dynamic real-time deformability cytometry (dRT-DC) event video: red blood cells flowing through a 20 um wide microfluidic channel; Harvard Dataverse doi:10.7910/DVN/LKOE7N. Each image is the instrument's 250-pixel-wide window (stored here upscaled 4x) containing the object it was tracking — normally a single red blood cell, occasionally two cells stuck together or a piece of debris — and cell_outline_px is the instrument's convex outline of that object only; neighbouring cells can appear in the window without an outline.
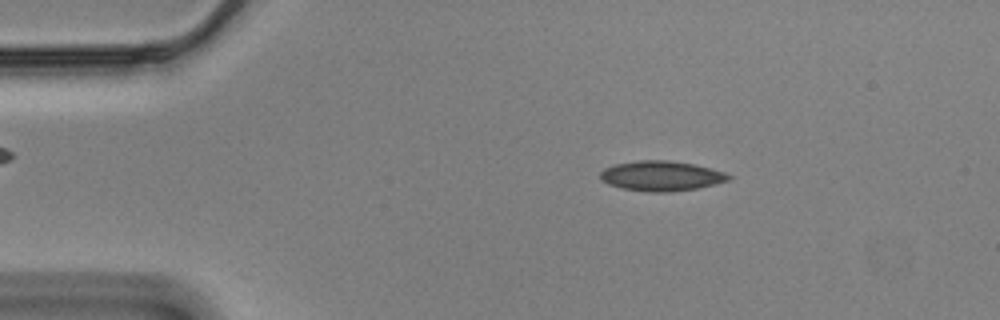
{"species": "Egyptian fruit bat (a non-hibernating species)", "species_latin": "Rousettus aegyptiacus", "temperature_condition": "cold", "stored_images_in_passage": 56, "camera_frame_rate_fps": 3000, "um_per_image_px": 0.085, "animal": {"sex": "male"}, "frame": {"image": 1, "passage_image": 9, "time_ms": 2.667, "image_size_px": [1000, 320], "cell_outline_px": [[732, 176], [728, 180], [716, 184], [696, 188], [668, 192], [652, 192], [620, 188], [608, 184], [600, 180], [600, 172], [604, 168], [612, 164], [636, 160], [668, 160], [692, 164], [712, 168], [724, 172]], "centroid_in_image_um": [56.16, 14.94], "position_along_channel_um": 28.8, "area_um2": 22.54}}
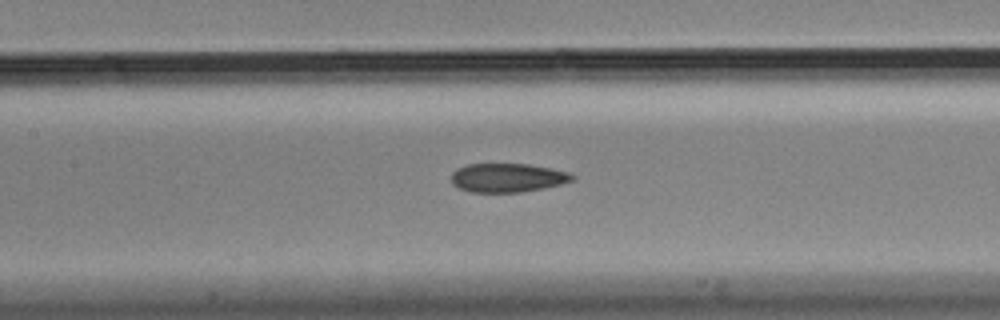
{"frame": {"image": 2, "passage_image": 25, "time_ms": 8.0, "image_size_px": [1000, 320], "cell_outline_px": [[576, 176], [572, 180], [560, 184], [544, 188], [520, 192], [472, 192], [456, 188], [452, 184], [452, 172], [456, 168], [468, 164], [528, 164], [552, 168], [568, 172]], "centroid_in_image_um": [43.11, 15.1], "position_along_channel_um": 164.3, "area_um2": 20.4}}
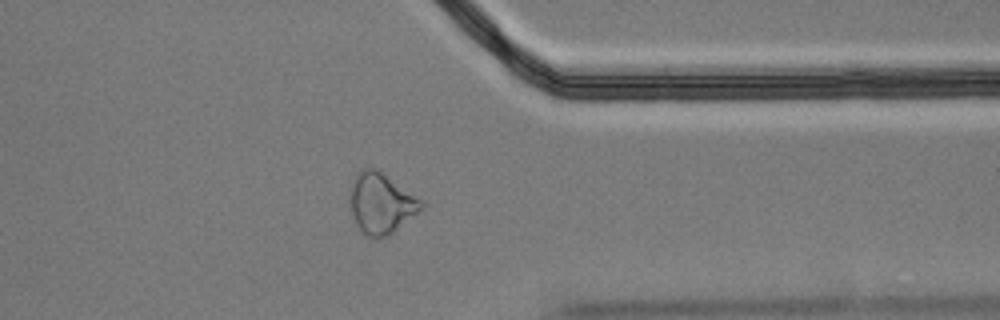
{"frame": {"image": 3, "passage_image": 44, "time_ms": 14.333, "image_size_px": [1000, 320], "cell_outline_px": [[424, 208], [388, 236], [364, 236], [360, 232], [352, 216], [352, 180], [356, 172], [360, 168], [376, 168], [424, 200]], "centroid_in_image_um": [32.42, 17.26], "position_along_channel_um": 379.0, "area_um2": 25.14}, "authors_computed_cell_mechanics": {"area_um2": 21.5016, "velocity_mm_per_s": 3.4976, "shape_relaxation_time_tau1_ms": null, "shape_relaxation_time_tau2_ms": 5.811, "deformation_change_tau1": null, "deformation_change_tau2": 0.1115}}